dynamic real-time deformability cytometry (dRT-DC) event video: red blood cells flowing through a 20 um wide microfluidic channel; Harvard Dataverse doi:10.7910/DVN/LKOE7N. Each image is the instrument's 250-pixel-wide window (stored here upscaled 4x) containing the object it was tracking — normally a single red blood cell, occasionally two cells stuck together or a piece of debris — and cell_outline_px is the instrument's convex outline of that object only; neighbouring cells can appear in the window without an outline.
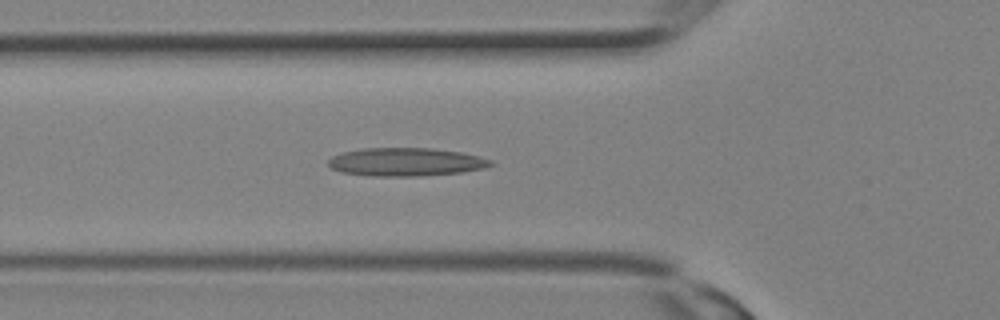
{"species": "Egyptian fruit bat (a non-hibernating species)", "species_latin": "Rousettus aegyptiacus", "temperature_condition": "room temperature", "stored_images_in_passage": 8, "camera_frame_rate_fps": 3000, "um_per_image_px": 0.085, "animal": {"sex": "female"}, "frame": {"image": 1, "passage_image": 4, "time_ms": 1.0, "image_size_px": [1000, 320], "cell_outline_px": [[496, 164], [484, 168], [460, 172], [416, 176], [368, 176], [340, 172], [332, 168], [328, 164], [328, 160], [332, 156], [340, 152], [360, 148], [432, 148], [460, 152], [480, 156], [492, 160]], "centroid_in_image_um": [34.47, 13.76], "position_along_channel_um": 91.3, "area_um2": 26.93}}
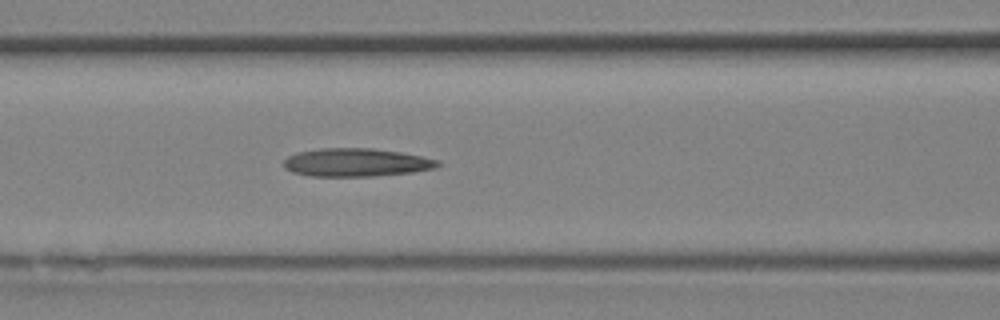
{"frame": {"image": 2, "passage_image": 6, "time_ms": 1.667, "image_size_px": [1000, 320], "cell_outline_px": [[440, 164], [436, 168], [412, 172], [372, 176], [312, 176], [292, 172], [284, 168], [284, 160], [288, 156], [296, 152], [320, 148], [372, 148], [400, 152], [440, 160]], "centroid_in_image_um": [30.26, 13.8], "position_along_channel_um": 136.3, "area_um2": 25.32}}
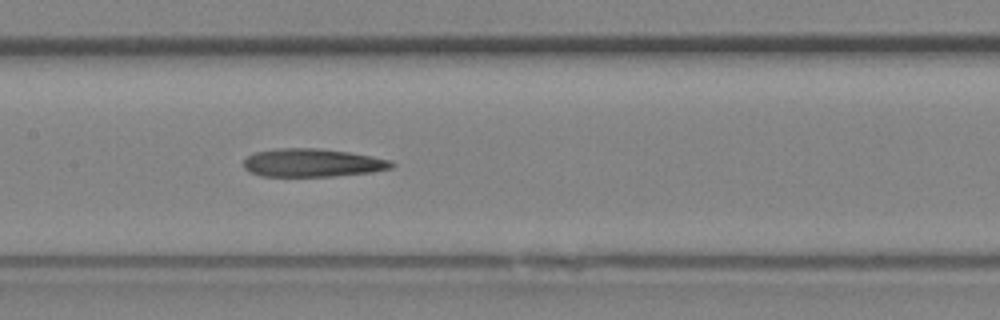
{"frame": {"image": 3, "passage_image": 8, "time_ms": 2.333, "image_size_px": [1000, 320], "cell_outline_px": [[396, 164], [392, 168], [372, 172], [332, 176], [260, 176], [248, 172], [244, 168], [244, 160], [248, 156], [256, 152], [280, 148], [316, 148], [348, 152], [372, 156], [392, 160]], "centroid_in_image_um": [26.57, 13.84], "position_along_channel_um": 180.8, "area_um2": 24.33}}